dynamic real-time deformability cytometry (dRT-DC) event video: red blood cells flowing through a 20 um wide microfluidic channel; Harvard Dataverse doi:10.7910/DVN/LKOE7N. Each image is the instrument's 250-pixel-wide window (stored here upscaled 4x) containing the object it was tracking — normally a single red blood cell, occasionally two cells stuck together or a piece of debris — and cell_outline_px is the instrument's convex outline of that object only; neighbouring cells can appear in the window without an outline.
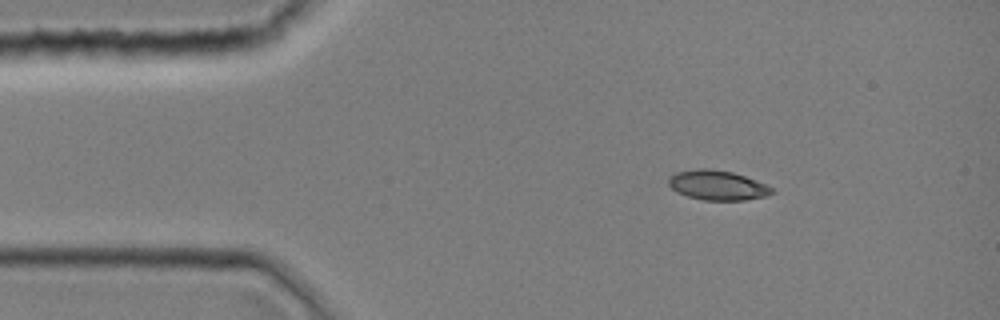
{"species": "common noctule bat (a hibernating species)", "species_latin": "Nyctalus noctula", "temperature_condition": "room temperature", "stored_images_in_passage": 38, "camera_frame_rate_fps": 3000, "um_per_image_px": 0.085, "animal": {"sex": "female", "body_mass_g": 19.0, "forearm_length_mm": 51.5}, "frame": {"image": 1, "passage_image": 1, "time_ms": 0.0, "image_size_px": [1000, 320], "cell_outline_px": [[776, 192], [768, 196], [744, 200], [704, 200], [688, 196], [676, 192], [668, 184], [668, 176], [676, 172], [700, 168], [708, 168], [732, 172], [744, 176], [764, 184], [772, 188]], "centroid_in_image_um": [60.96, 15.75], "position_along_channel_um": 24.0, "area_um2": 17.86}}
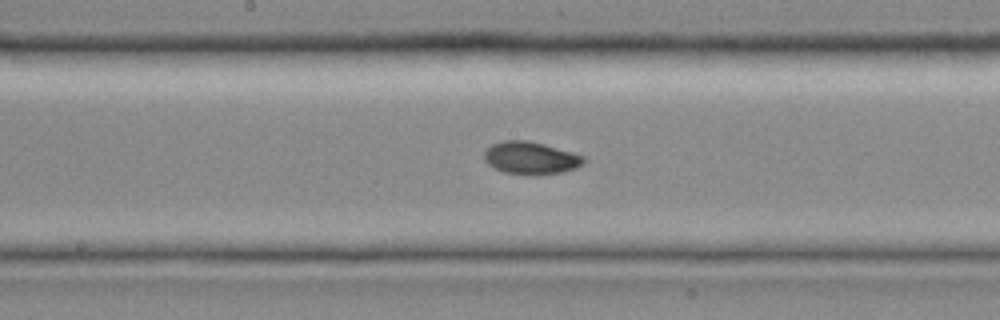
{"frame": {"image": 2, "passage_image": 17, "time_ms": 5.333, "image_size_px": [1000, 320], "cell_outline_px": [[584, 164], [576, 168], [564, 172], [532, 176], [504, 172], [488, 164], [484, 160], [484, 152], [492, 144], [504, 140], [528, 140], [544, 144], [572, 152], [584, 156]], "centroid_in_image_um": [45.12, 13.44], "position_along_channel_um": 203.1, "area_um2": 19.02}}
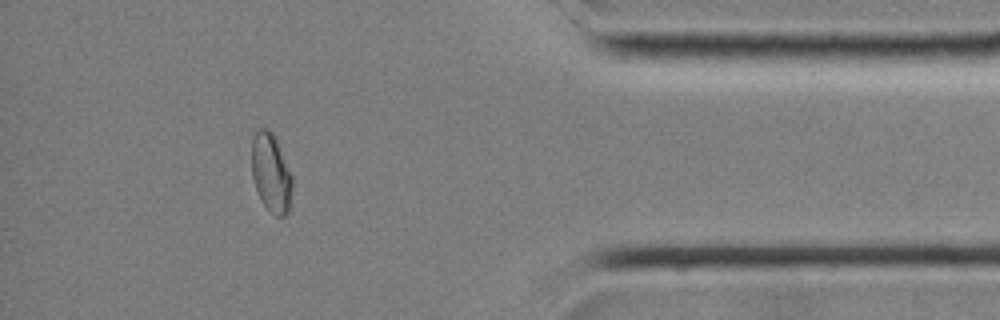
{"frame": {"image": 3, "passage_image": 33, "time_ms": 10.667, "image_size_px": [1000, 320], "cell_outline_px": [[292, 188], [288, 212], [284, 216], [276, 216], [260, 200], [256, 192], [252, 176], [252, 140], [256, 128], [268, 128], [276, 136], [292, 176]], "centroid_in_image_um": [23.03, 14.65], "position_along_channel_um": 412.2, "area_um2": 18.84}}